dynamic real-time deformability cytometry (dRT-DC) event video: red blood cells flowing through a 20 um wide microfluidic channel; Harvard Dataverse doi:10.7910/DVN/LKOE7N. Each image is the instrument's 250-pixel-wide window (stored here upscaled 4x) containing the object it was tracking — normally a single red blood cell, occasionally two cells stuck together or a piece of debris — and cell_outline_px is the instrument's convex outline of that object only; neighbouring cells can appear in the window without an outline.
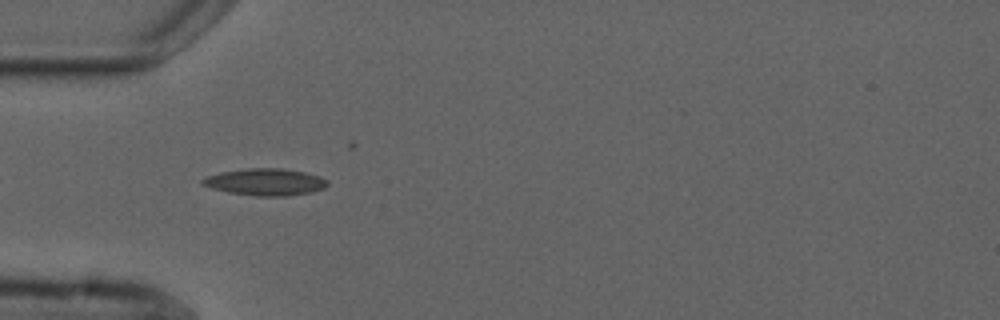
{"species": "common noctule bat (a hibernating species)", "species_latin": "Nyctalus noctula", "temperature_condition": "cold", "stored_images_in_passage": 7, "camera_frame_rate_fps": 3000, "um_per_image_px": 0.085, "animal": {"sex": "male", "forearm_length_mm": 52.5}, "frame": {"image": 1, "passage_image": 4, "time_ms": 4.667, "image_size_px": [1000, 320], "cell_outline_px": [[328, 184], [324, 188], [312, 192], [288, 196], [256, 196], [228, 192], [212, 188], [200, 184], [200, 180], [208, 176], [220, 172], [248, 168], [280, 168], [304, 172], [320, 176], [328, 180]], "centroid_in_image_um": [22.56, 15.47], "position_along_channel_um": 62.4, "area_um2": 19.65}}
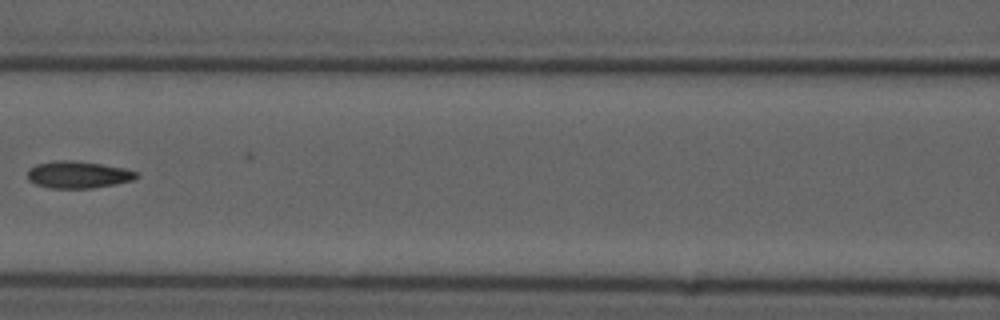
{"frame": {"image": 2, "passage_image": 6, "time_ms": 7.333, "image_size_px": [1000, 320], "cell_outline_px": [[140, 176], [132, 180], [116, 184], [92, 188], [48, 188], [36, 184], [28, 180], [28, 168], [36, 164], [56, 160], [72, 160], [100, 164], [124, 168], [136, 172]], "centroid_in_image_um": [6.61, 14.85], "position_along_channel_um": 160.0, "area_um2": 17.17}}
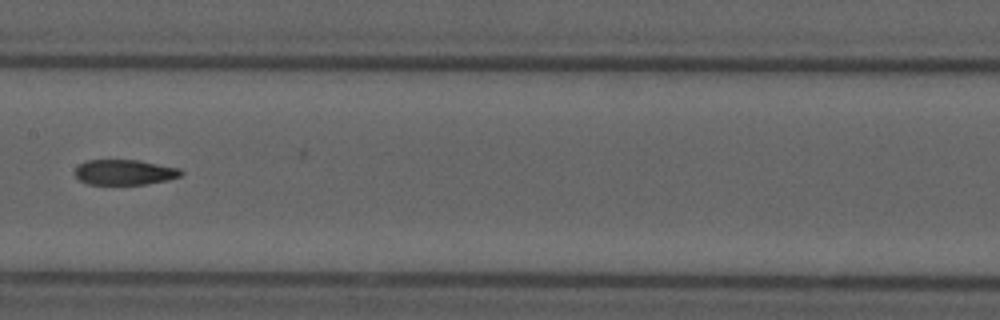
{"frame": {"image": 3, "passage_image": 7, "time_ms": 8.333, "image_size_px": [1000, 320], "cell_outline_px": [[184, 172], [180, 176], [168, 180], [144, 184], [88, 184], [80, 180], [76, 176], [76, 168], [80, 164], [88, 160], [140, 160], [180, 168]], "centroid_in_image_um": [10.63, 14.63], "position_along_channel_um": 196.8, "area_um2": 15.55}}